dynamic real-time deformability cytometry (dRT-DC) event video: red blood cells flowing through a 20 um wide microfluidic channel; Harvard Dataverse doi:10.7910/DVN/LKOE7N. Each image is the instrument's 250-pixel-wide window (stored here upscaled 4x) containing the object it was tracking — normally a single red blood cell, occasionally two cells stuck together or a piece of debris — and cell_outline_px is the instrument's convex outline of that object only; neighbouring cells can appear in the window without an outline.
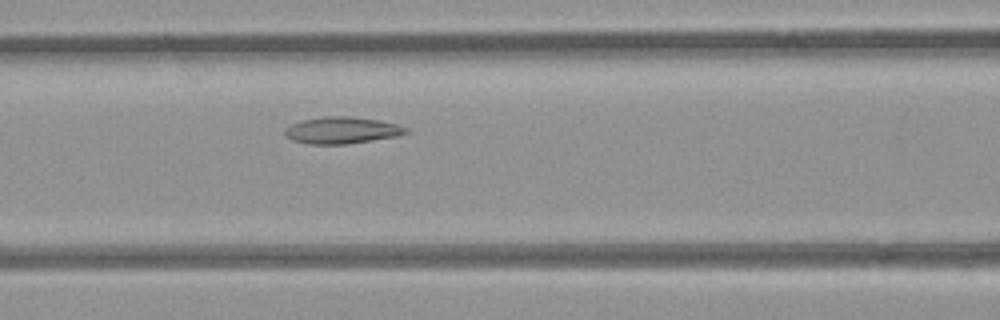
{"species": "common noctule bat (a hibernating species)", "species_latin": "Nyctalus noctula", "temperature_condition": "room temperature", "stored_images_in_passage": 35, "camera_frame_rate_fps": 3000, "um_per_image_px": 0.085, "animal": {"sex": "female", "body_mass_g": 21.9}, "frame": {"image": 1, "passage_image": 10, "time_ms": 3.0, "image_size_px": [1000, 320], "cell_outline_px": [[408, 132], [396, 136], [372, 140], [344, 144], [308, 144], [292, 140], [284, 132], [284, 128], [300, 120], [324, 116], [352, 116], [380, 120], [396, 124], [408, 128]], "centroid_in_image_um": [29.04, 11.06], "position_along_channel_um": 137.6, "area_um2": 18.84}}
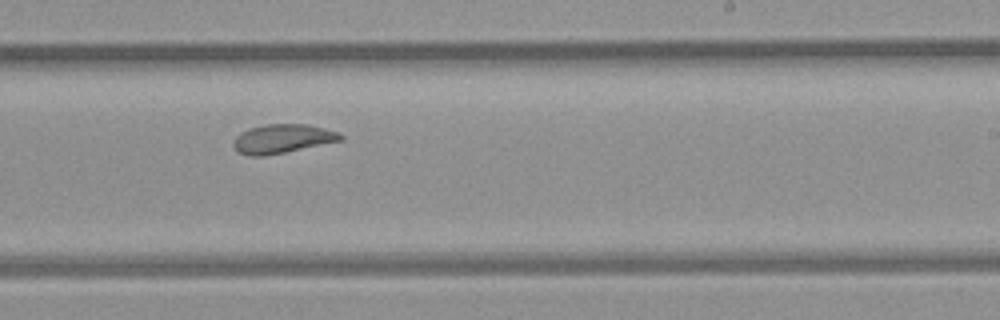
{"frame": {"image": 2, "passage_image": 20, "time_ms": 6.333, "image_size_px": [1000, 320], "cell_outline_px": [[344, 140], [264, 156], [248, 156], [236, 152], [232, 144], [236, 136], [240, 132], [248, 128], [264, 124], [308, 124], [324, 128], [336, 132], [344, 136]], "centroid_in_image_um": [23.96, 11.79], "position_along_channel_um": 265.0, "area_um2": 18.21}}
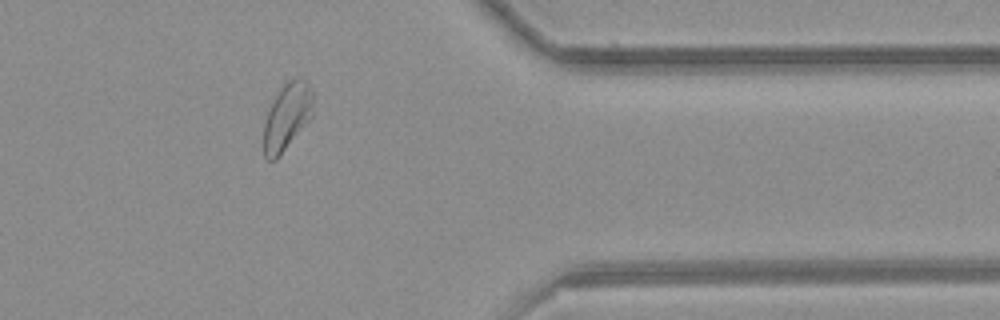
{"frame": {"image": 3, "passage_image": 31, "time_ms": 10.0, "image_size_px": [1000, 320], "cell_outline_px": [[316, 112], [276, 160], [268, 160], [264, 156], [264, 120], [272, 100], [280, 88], [288, 80], [308, 80], [312, 92]], "centroid_in_image_um": [24.42, 9.91], "position_along_channel_um": 387.0, "area_um2": 19.48}, "authors_computed_cell_mechanics": {"area_um2": 18.9006, "velocity_mm_per_s": 3.8293, "shape_relaxation_time_tau1_ms": null, "shape_relaxation_time_tau2_ms": 3.0986, "deformation_change_tau1": null, "deformation_change_tau2": 0.0721}}